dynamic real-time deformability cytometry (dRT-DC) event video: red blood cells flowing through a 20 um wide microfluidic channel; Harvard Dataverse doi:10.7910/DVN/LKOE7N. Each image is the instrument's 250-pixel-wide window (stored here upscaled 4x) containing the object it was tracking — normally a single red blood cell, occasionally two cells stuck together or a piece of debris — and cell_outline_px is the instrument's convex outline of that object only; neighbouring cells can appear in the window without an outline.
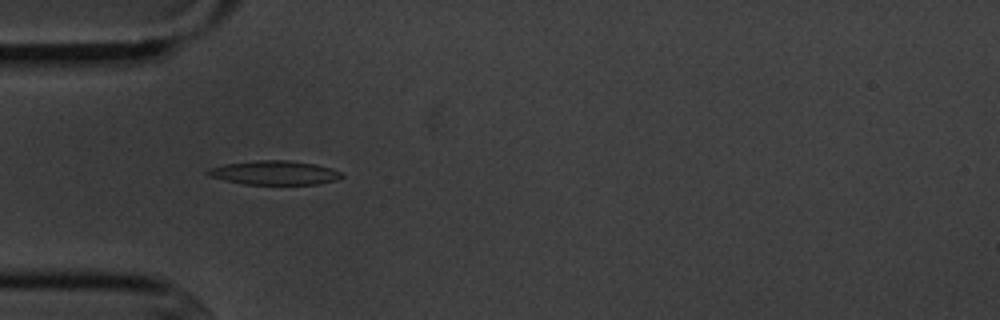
{"species": "common noctule bat (a hibernating species)", "species_latin": "Nyctalus noctula", "temperature_condition": "cold", "stored_images_in_passage": 2, "camera_frame_rate_fps": 3000, "um_per_image_px": 0.085, "animal": {"sex": "male", "body_mass_g": 20.1, "forearm_length_mm": 53.5}, "frame": {"image": 1, "passage_image": 2, "time_ms": 1.333, "image_size_px": [1000, 320], "cell_outline_px": [[344, 176], [336, 180], [316, 184], [244, 184], [212, 176], [204, 172], [208, 168], [224, 164], [256, 160], [288, 160], [316, 164], [332, 168], [340, 172]], "centroid_in_image_um": [23.35, 14.67], "position_along_channel_um": 61.6, "area_um2": 18.61}}